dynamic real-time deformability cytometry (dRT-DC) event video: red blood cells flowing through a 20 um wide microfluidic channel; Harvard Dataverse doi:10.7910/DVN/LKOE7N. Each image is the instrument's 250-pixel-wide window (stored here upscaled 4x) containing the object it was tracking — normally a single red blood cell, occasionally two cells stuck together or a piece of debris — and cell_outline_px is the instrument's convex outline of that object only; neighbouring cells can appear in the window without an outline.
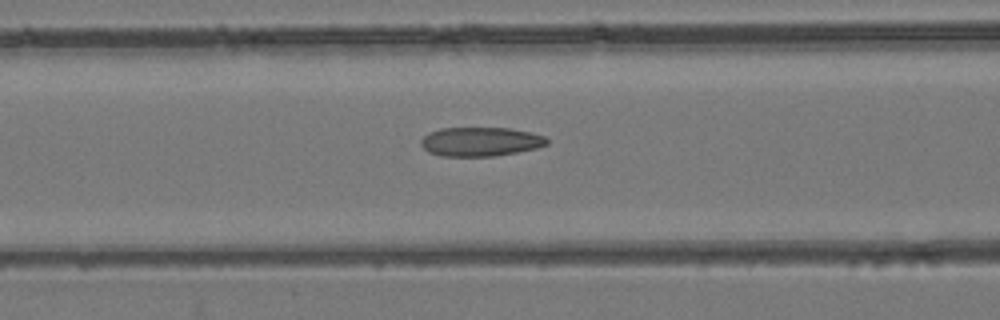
{"species": "common noctule bat (a hibernating species)", "species_latin": "Nyctalus noctula", "temperature_condition": "room temperature", "stored_images_in_passage": 48, "camera_frame_rate_fps": 3000, "um_per_image_px": 0.085, "animal": {"sex": "female", "body_mass_g": 24.6, "forearm_length_mm": 56.2}, "frame": {"image": 1, "passage_image": 20, "time_ms": 6.333, "image_size_px": [1000, 320], "cell_outline_px": [[548, 144], [536, 148], [516, 152], [492, 156], [440, 156], [428, 152], [420, 144], [420, 140], [428, 132], [440, 128], [508, 128], [532, 132], [544, 136], [548, 140]], "centroid_in_image_um": [40.81, 12.03], "position_along_channel_um": 125.8, "area_um2": 21.39}}
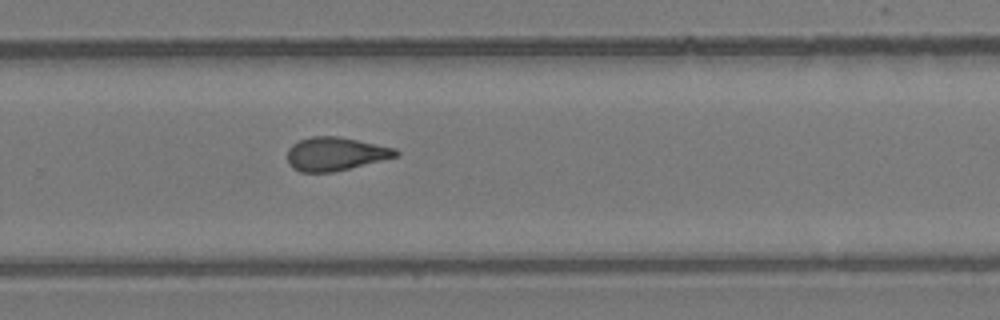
{"frame": {"image": 2, "passage_image": 32, "time_ms": 10.333, "image_size_px": [1000, 320], "cell_outline_px": [[400, 152], [396, 156], [332, 172], [300, 172], [292, 168], [288, 164], [288, 148], [292, 144], [300, 140], [312, 136], [336, 136], [396, 148]], "centroid_in_image_um": [28.45, 13.08], "position_along_channel_um": 301.3, "area_um2": 20.81}}
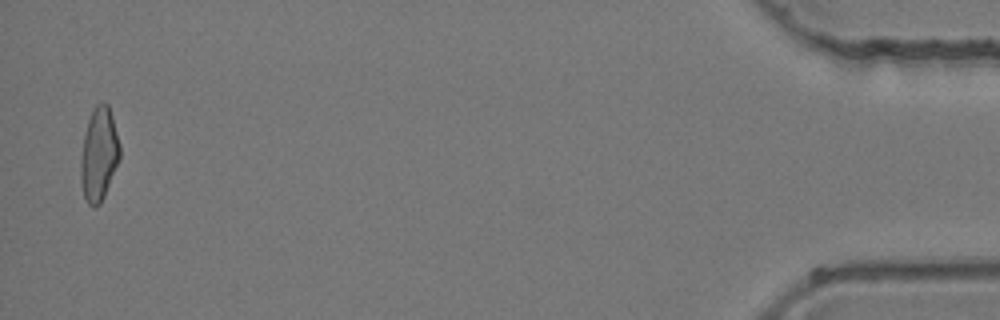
{"frame": {"image": 3, "passage_image": 47, "time_ms": 15.333, "image_size_px": [1000, 320], "cell_outline_px": [[120, 160], [104, 196], [100, 204], [96, 208], [92, 208], [88, 204], [84, 196], [80, 180], [80, 156], [84, 136], [88, 120], [92, 108], [96, 104], [104, 100], [108, 104], [112, 116], [120, 144]], "centroid_in_image_um": [8.4, 13.11], "position_along_channel_um": 426.8, "area_um2": 21.68}}